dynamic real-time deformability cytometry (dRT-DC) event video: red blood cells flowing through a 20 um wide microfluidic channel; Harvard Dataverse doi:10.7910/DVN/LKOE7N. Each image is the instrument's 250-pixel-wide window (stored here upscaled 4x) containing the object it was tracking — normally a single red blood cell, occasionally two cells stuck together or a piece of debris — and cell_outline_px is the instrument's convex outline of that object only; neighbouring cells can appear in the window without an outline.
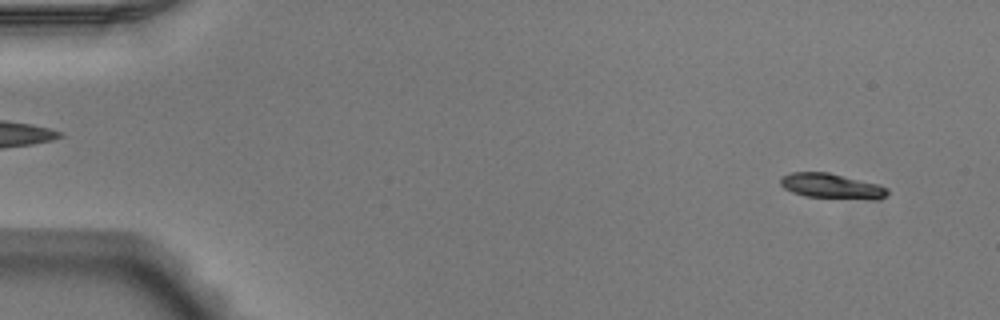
{"species": "Egyptian fruit bat (a non-hibernating species)", "species_latin": "Rousettus aegyptiacus", "temperature_condition": "warm", "stored_images_in_passage": 49, "camera_frame_rate_fps": 3000, "um_per_image_px": 0.085, "animal": {"sex": "male"}, "frame": {"image": 1, "passage_image": 1, "time_ms": 0.0, "image_size_px": [1000, 320], "cell_outline_px": [[888, 192], [880, 200], [872, 200], [804, 196], [792, 192], [784, 188], [780, 184], [780, 176], [792, 172], [828, 172], [880, 184], [888, 188]], "centroid_in_image_um": [70.71, 15.82], "position_along_channel_um": 14.3, "area_um2": 15.9}}
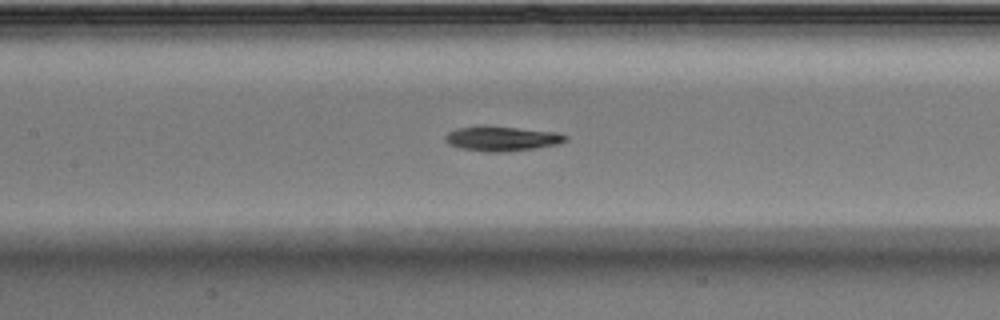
{"frame": {"image": 2, "passage_image": 22, "time_ms": 7.0, "image_size_px": [1000, 320], "cell_outline_px": [[568, 140], [556, 144], [536, 148], [500, 152], [488, 152], [464, 148], [452, 144], [444, 140], [444, 136], [448, 132], [456, 128], [476, 124], [480, 124], [556, 132], [568, 136]], "centroid_in_image_um": [42.63, 11.75], "position_along_channel_um": 164.8, "area_um2": 17.4}}
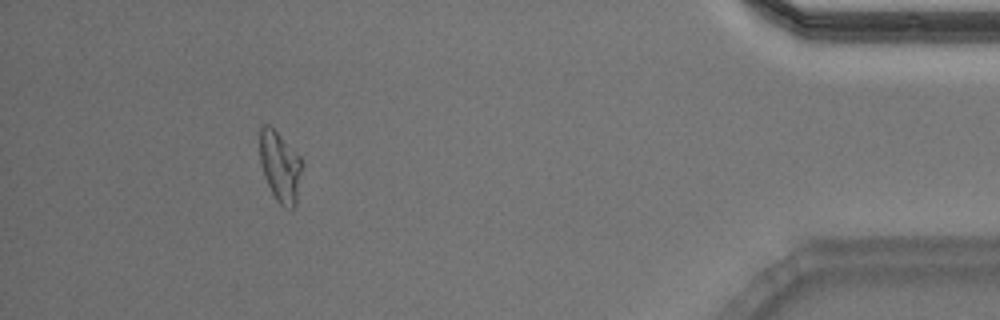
{"frame": {"image": 3, "passage_image": 45, "time_ms": 14.667, "image_size_px": [1000, 320], "cell_outline_px": [[304, 164], [296, 208], [284, 208], [276, 200], [264, 176], [260, 160], [260, 128], [264, 124], [268, 124], [300, 156]], "centroid_in_image_um": [23.85, 14.21], "position_along_channel_um": 411.3, "area_um2": 17.51}, "authors_computed_cell_mechanics": {"area_um2": 16.5886, "velocity_mm_per_s": 3.9164, "shape_relaxation_time_tau1_ms": 5.8515, "shape_relaxation_time_tau2_ms": 3.4345, "deformation_change_tau1": 0.2348, "deformation_change_tau2": 0.1017}}